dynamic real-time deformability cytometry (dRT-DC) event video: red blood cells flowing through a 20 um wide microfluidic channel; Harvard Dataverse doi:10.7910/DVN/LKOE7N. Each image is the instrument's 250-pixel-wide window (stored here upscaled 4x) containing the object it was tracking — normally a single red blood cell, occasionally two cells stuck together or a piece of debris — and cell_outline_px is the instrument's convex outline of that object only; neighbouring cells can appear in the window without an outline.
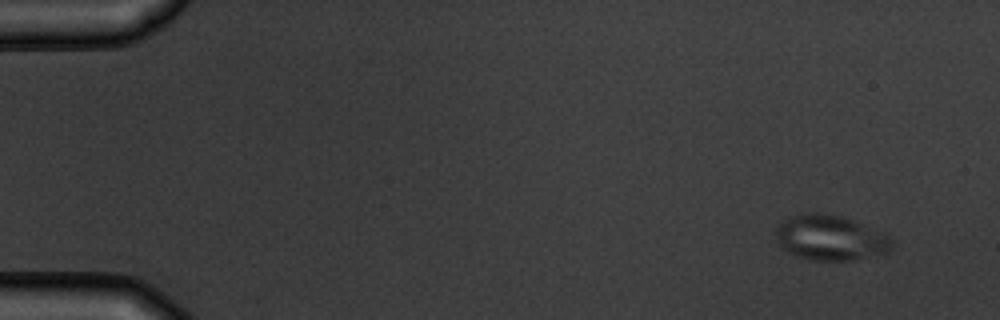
{"species": "common noctule bat (a hibernating species)", "species_latin": "Nyctalus noctula", "temperature_condition": "warm", "stored_images_in_passage": 7, "camera_frame_rate_fps": 3000, "um_per_image_px": 0.085, "animal": {"sex": "male", "body_mass_g": 19.5, "forearm_length_mm": 54.6}, "frame": {"image": 1, "passage_image": 1, "time_ms": 0.0, "image_size_px": [1000, 320], "cell_outline_px": [[892, 248], [888, 252], [852, 260], [812, 260], [796, 256], [780, 248], [776, 236], [776, 228], [784, 220], [792, 216], [808, 212], [816, 212], [840, 216], [852, 220], [884, 232], [892, 240]], "centroid_in_image_um": [70.57, 20.21], "position_along_channel_um": 14.4, "area_um2": 30.46}}